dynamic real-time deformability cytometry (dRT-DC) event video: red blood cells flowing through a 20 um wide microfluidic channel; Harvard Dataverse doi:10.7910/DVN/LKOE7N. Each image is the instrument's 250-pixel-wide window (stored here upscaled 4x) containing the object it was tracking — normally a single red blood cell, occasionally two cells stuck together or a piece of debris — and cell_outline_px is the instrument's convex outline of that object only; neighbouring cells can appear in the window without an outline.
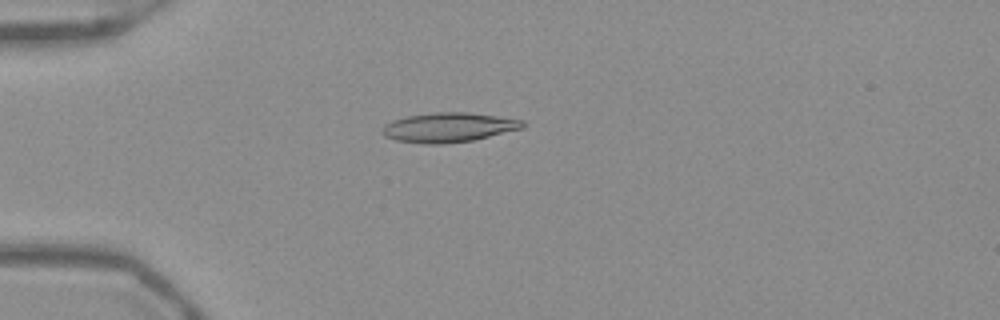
{"species": "Egyptian fruit bat (a non-hibernating species)", "species_latin": "Rousettus aegyptiacus", "temperature_condition": "warm", "stored_images_in_passage": 52, "camera_frame_rate_fps": 3000, "um_per_image_px": 0.085, "frame": {"image": 1, "passage_image": 14, "time_ms": 4.333, "image_size_px": [1000, 320], "cell_outline_px": [[524, 128], [472, 140], [444, 144], [424, 144], [396, 140], [384, 136], [380, 132], [380, 128], [384, 124], [392, 120], [408, 116], [436, 112], [468, 112], [524, 120]], "centroid_in_image_um": [38.09, 10.83], "position_along_channel_um": 46.9, "area_um2": 24.22}}
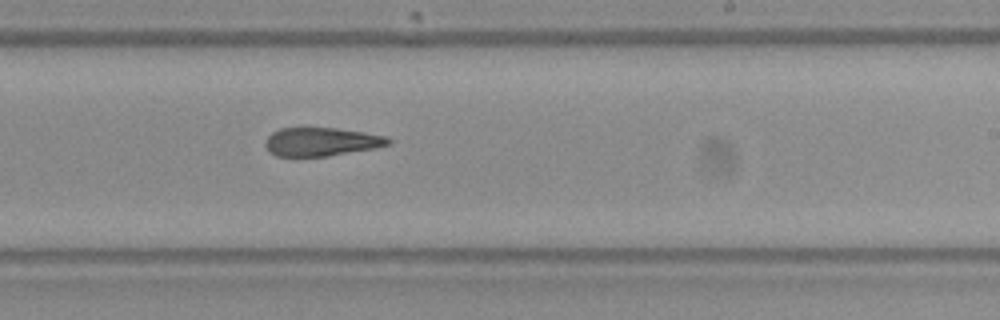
{"frame": {"image": 2, "passage_image": 32, "time_ms": 10.333, "image_size_px": [1000, 320], "cell_outline_px": [[392, 144], [372, 148], [328, 156], [276, 156], [268, 152], [264, 144], [264, 140], [272, 132], [280, 128], [336, 128], [364, 132], [388, 136], [392, 140]], "centroid_in_image_um": [27.3, 12.04], "position_along_channel_um": 261.7, "area_um2": 20.52}}
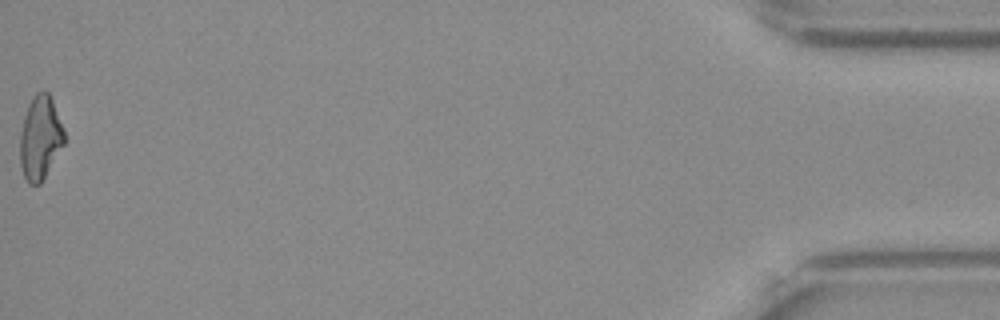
{"frame": {"image": 3, "passage_image": 52, "time_ms": 17.0, "image_size_px": [1000, 320], "cell_outline_px": [[64, 144], [40, 184], [28, 184], [24, 176], [20, 164], [20, 132], [24, 116], [28, 104], [32, 96], [36, 92], [44, 88], [48, 92], [52, 100], [64, 128]], "centroid_in_image_um": [3.41, 11.67], "position_along_channel_um": 431.8, "area_um2": 21.68}, "authors_computed_cell_mechanics": {"area_um2": 21.8195, "velocity_mm_per_s": 3.9428, "shape_relaxation_time_tau1_ms": null, "shape_relaxation_time_tau2_ms": 4.6147, "deformation_change_tau1": null, "deformation_change_tau2": 0.1729}}